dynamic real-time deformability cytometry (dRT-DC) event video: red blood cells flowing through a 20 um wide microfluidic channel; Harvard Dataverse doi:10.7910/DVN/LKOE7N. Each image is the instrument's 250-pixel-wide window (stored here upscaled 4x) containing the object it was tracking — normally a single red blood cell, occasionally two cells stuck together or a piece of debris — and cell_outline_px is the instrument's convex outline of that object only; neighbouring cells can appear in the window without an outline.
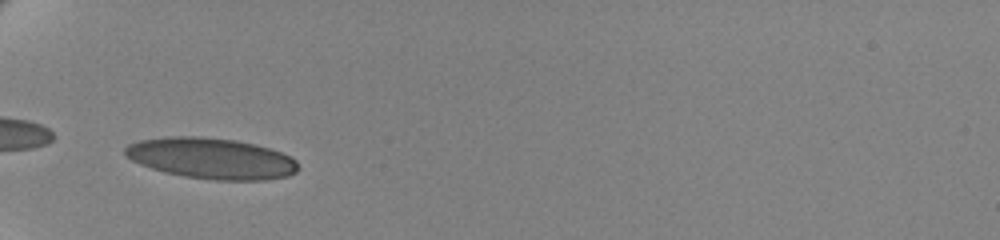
{"species": "human", "species_latin": "Homo sapiens", "temperature_condition": "cold", "stored_images_in_passage": 38, "camera_frame_rate_fps": 3000, "um_per_image_px": 0.085, "donor": {"sex": "female"}, "frame": {"image": 1, "passage_image": 1, "time_ms": 0.0, "image_size_px": [1000, 240], "cell_outline_px": [[296, 172], [288, 176], [264, 180], [216, 180], [184, 176], [164, 172], [140, 164], [124, 156], [124, 148], [128, 144], [140, 140], [172, 136], [200, 136], [236, 140], [256, 144], [280, 152], [296, 160]], "centroid_in_image_um": [17.93, 13.45], "position_along_channel_um": 67.1, "area_um2": 41.21}}
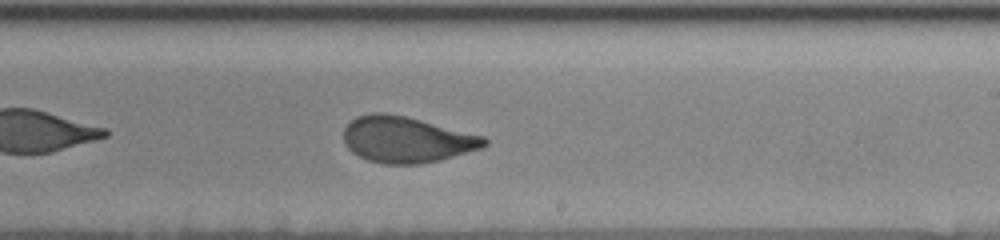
{"frame": {"image": 2, "passage_image": 18, "time_ms": 5.667, "image_size_px": [1000, 240], "cell_outline_px": [[488, 144], [484, 148], [440, 160], [420, 164], [384, 164], [368, 160], [352, 152], [348, 148], [344, 140], [344, 128], [356, 116], [372, 112], [384, 112], [404, 116], [484, 136], [488, 140]], "centroid_in_image_um": [34.57, 11.87], "position_along_channel_um": 254.4, "area_um2": 37.74}}
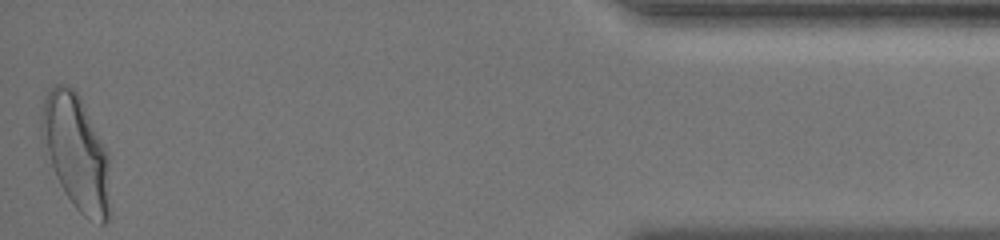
{"frame": {"image": 3, "passage_image": 38, "time_ms": 12.333, "image_size_px": [1000, 240], "cell_outline_px": [[112, 216], [104, 224], [100, 224], [84, 216], [72, 204], [64, 192], [56, 176], [40, 136], [40, 116], [44, 100], [48, 92], [56, 84], [64, 84], [72, 88], [80, 96], [108, 156]], "centroid_in_image_um": [6.5, 13.01], "position_along_channel_um": 428.7, "area_um2": 45.95}, "authors_computed_cell_mechanics": {"area_um2": 38.7549, "velocity_mm_per_s": 3.4794, "shape_relaxation_time_tau1_ms": 4.2568, "shape_relaxation_time_tau2_ms": 0.6284, "deformation_change_tau1": 0.1715, "deformation_change_tau2": 0.0686}}